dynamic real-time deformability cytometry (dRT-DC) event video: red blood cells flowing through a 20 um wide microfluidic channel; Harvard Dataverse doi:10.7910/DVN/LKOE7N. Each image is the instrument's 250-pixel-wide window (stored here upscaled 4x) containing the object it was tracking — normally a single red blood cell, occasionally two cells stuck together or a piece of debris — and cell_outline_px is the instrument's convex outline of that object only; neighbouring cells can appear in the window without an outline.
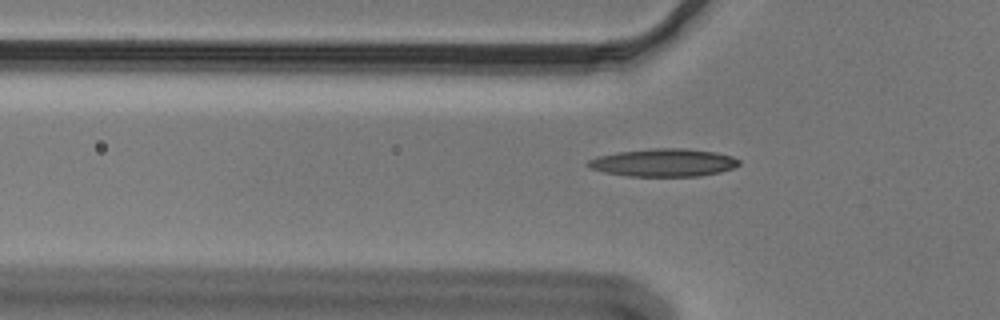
{"species": "Egyptian fruit bat (a non-hibernating species)", "species_latin": "Rousettus aegyptiacus", "temperature_condition": "cold", "stored_images_in_passage": 40, "camera_frame_rate_fps": 3000, "um_per_image_px": 0.085, "animal": {"sex": "male"}, "frame": {"image": 1, "passage_image": 5, "time_ms": 1.333, "image_size_px": [1000, 320], "cell_outline_px": [[740, 164], [732, 168], [720, 172], [700, 176], [628, 176], [604, 172], [588, 168], [584, 164], [588, 160], [596, 156], [616, 152], [652, 148], [684, 148], [716, 152], [732, 156], [740, 160]], "centroid_in_image_um": [56.36, 13.82], "position_along_channel_um": 69.4, "area_um2": 24.74}}
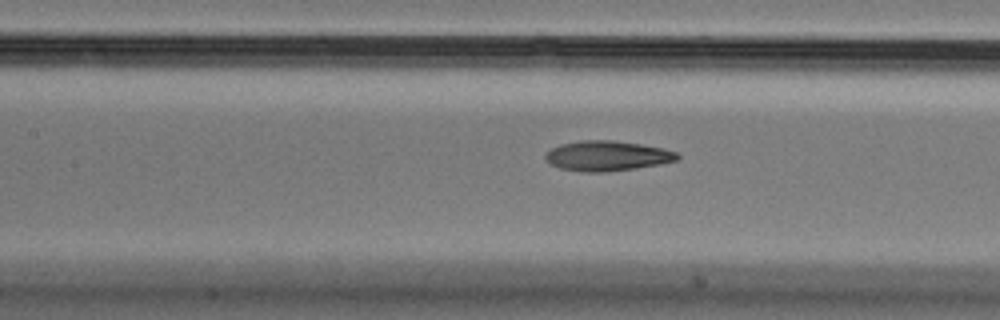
{"frame": {"image": 2, "passage_image": 12, "time_ms": 3.667, "image_size_px": [1000, 320], "cell_outline_px": [[680, 156], [676, 160], [660, 164], [636, 168], [604, 172], [580, 172], [560, 168], [552, 164], [544, 156], [552, 148], [560, 144], [580, 140], [612, 140], [640, 144], [664, 148], [676, 152]], "centroid_in_image_um": [51.61, 13.25], "position_along_channel_um": 155.8, "area_um2": 23.0}}
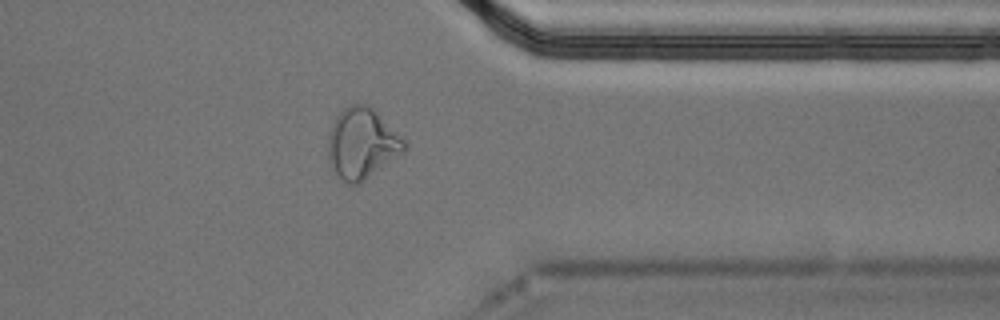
{"frame": {"image": 3, "passage_image": 31, "time_ms": 10.0, "image_size_px": [1000, 320], "cell_outline_px": [[408, 148], [404, 152], [360, 184], [348, 184], [336, 172], [328, 156], [328, 132], [336, 116], [348, 104], [368, 104], [404, 136], [408, 144]], "centroid_in_image_um": [30.82, 12.17], "position_along_channel_um": 380.6, "area_um2": 31.62}, "authors_computed_cell_mechanics": {"area_um2": 22.9755, "velocity_mm_per_s": 3.6569, "shape_relaxation_time_tau1_ms": null, "shape_relaxation_time_tau2_ms": 3.6873, "deformation_change_tau1": null, "deformation_change_tau2": 0.1215}}